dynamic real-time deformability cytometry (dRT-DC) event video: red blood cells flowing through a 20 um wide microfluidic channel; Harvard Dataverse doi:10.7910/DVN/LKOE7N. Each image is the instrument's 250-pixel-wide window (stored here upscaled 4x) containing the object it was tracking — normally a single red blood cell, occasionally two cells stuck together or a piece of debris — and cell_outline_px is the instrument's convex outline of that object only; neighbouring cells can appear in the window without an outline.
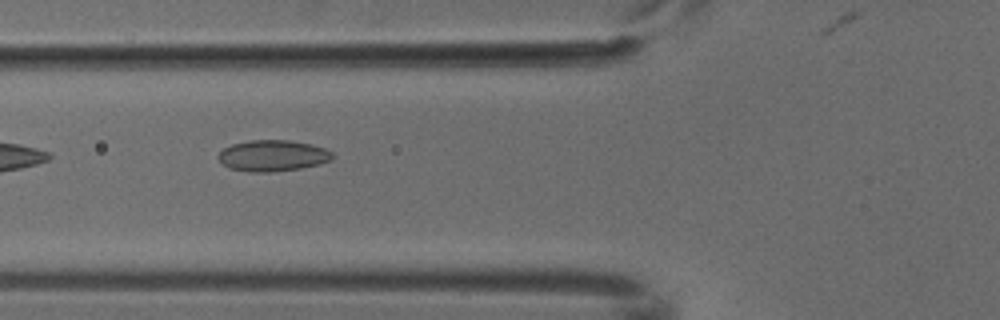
{"species": "common noctule bat (a hibernating species)", "species_latin": "Nyctalus noctula", "temperature_condition": "cold", "stored_images_in_passage": 5, "camera_frame_rate_fps": 3000, "um_per_image_px": 0.085, "animal": {"sex": "male", "body_mass_g": 18.8}, "frame": {"image": 1, "passage_image": 4, "time_ms": 1.0, "image_size_px": [1000, 320], "cell_outline_px": [[332, 160], [320, 164], [300, 168], [272, 172], [248, 172], [232, 168], [224, 164], [216, 156], [224, 148], [232, 144], [248, 140], [288, 140], [312, 144], [324, 148], [332, 152]], "centroid_in_image_um": [23.19, 13.23], "position_along_channel_um": 102.6, "area_um2": 20.69}}
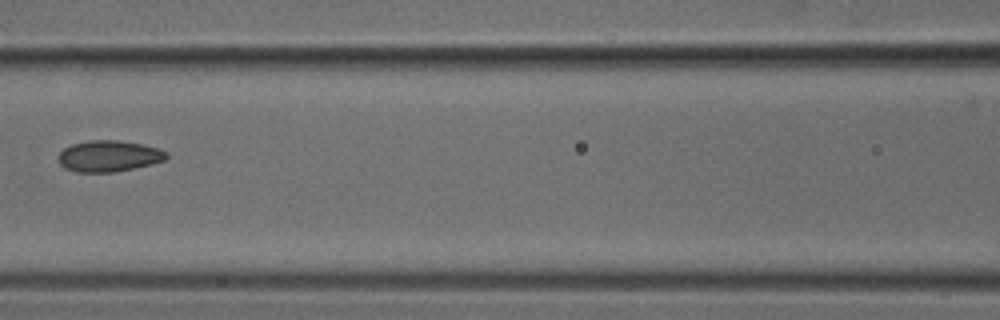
{"frame": {"image": 2, "passage_image": 5, "time_ms": 1.333, "image_size_px": [1000, 320], "cell_outline_px": [[168, 156], [164, 160], [152, 164], [112, 172], [76, 172], [64, 168], [60, 164], [56, 156], [64, 148], [72, 144], [92, 140], [120, 140], [144, 144], [168, 152]], "centroid_in_image_um": [9.22, 13.26], "position_along_channel_um": 157.4, "area_um2": 19.71}}